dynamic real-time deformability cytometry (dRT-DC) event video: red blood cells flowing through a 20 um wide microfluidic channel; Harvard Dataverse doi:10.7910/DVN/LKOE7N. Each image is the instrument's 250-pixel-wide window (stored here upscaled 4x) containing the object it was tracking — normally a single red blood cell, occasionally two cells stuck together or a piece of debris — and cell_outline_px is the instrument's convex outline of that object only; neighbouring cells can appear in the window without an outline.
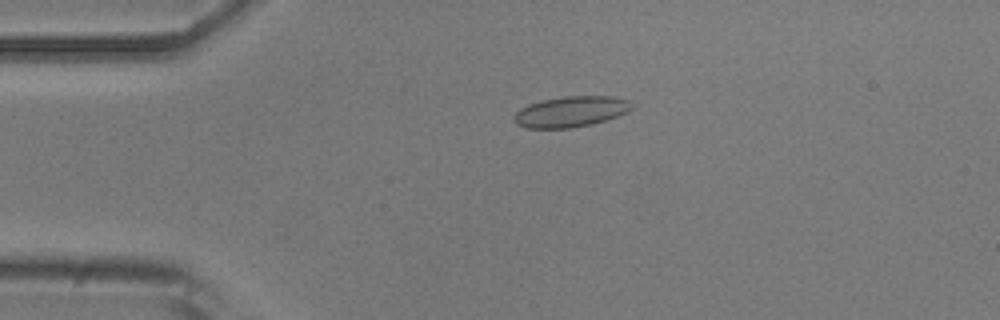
{"species": "common noctule bat (a hibernating species)", "species_latin": "Nyctalus noctula", "temperature_condition": "room temperature", "stored_images_in_passage": 2, "camera_frame_rate_fps": 3000, "um_per_image_px": 0.085, "animal": {"sex": "male", "body_mass_g": 20.5, "forearm_length_mm": 52.5}, "frame": {"image": 1, "passage_image": 1, "time_ms": 0.0, "image_size_px": [1000, 320], "cell_outline_px": [[632, 108], [628, 112], [592, 124], [572, 128], [528, 128], [516, 124], [512, 120], [512, 116], [520, 108], [528, 104], [544, 100], [564, 96], [612, 96], [628, 100], [632, 104]], "centroid_in_image_um": [48.49, 9.49], "position_along_channel_um": 36.5, "area_um2": 21.1}}